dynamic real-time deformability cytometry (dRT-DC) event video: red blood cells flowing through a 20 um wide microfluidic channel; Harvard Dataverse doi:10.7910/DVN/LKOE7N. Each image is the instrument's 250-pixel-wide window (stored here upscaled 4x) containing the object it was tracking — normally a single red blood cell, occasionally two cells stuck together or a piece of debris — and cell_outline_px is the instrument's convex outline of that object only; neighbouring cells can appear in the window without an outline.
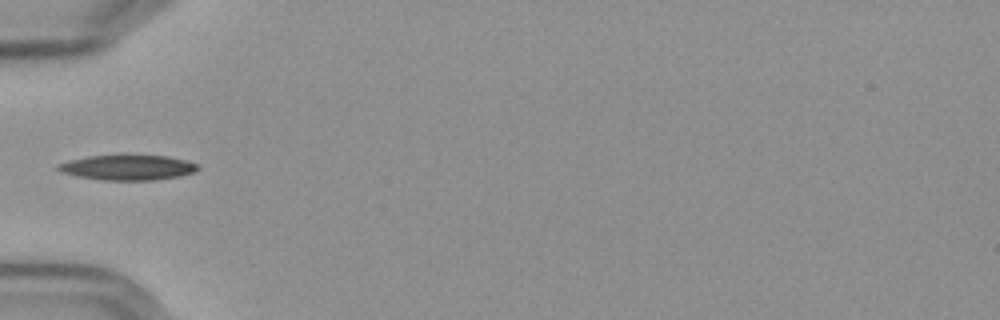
{"species": "Egyptian fruit bat (a non-hibernating species)", "species_latin": "Rousettus aegyptiacus", "temperature_condition": "cold", "stored_images_in_passage": 38, "camera_frame_rate_fps": 3000, "um_per_image_px": 0.085, "frame": {"image": 1, "passage_image": 1, "time_ms": 0.0, "image_size_px": [1000, 320], "cell_outline_px": [[200, 168], [196, 172], [180, 176], [152, 180], [104, 180], [76, 176], [64, 172], [56, 168], [56, 164], [68, 160], [88, 156], [168, 156], [184, 160], [196, 164]], "centroid_in_image_um": [10.85, 14.24], "position_along_channel_um": 74.1, "area_um2": 20.23}}
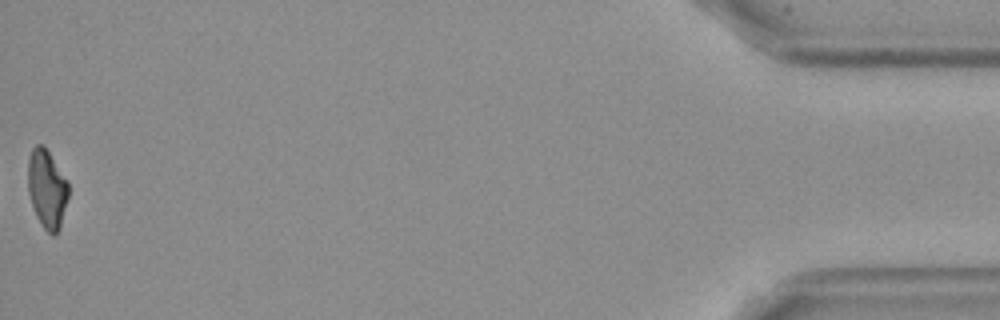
{"frame": {"image": 2, "passage_image": 38, "time_ms": 12.333, "image_size_px": [1000, 320], "cell_outline_px": [[68, 196], [60, 228], [56, 236], [52, 236], [44, 228], [36, 216], [28, 192], [28, 160], [32, 148], [36, 144], [44, 144], [68, 180]], "centroid_in_image_um": [4.0, 16.04], "position_along_channel_um": 431.2, "area_um2": 18.73}, "authors_computed_cell_mechanics": {"area_um2": 19.3919, "velocity_mm_per_s": 3.6093, "shape_relaxation_time_tau1_ms": 5.5852, "shape_relaxation_time_tau2_ms": 8.1506, "deformation_change_tau1": 0.1877, "deformation_change_tau2": 0.1522}}